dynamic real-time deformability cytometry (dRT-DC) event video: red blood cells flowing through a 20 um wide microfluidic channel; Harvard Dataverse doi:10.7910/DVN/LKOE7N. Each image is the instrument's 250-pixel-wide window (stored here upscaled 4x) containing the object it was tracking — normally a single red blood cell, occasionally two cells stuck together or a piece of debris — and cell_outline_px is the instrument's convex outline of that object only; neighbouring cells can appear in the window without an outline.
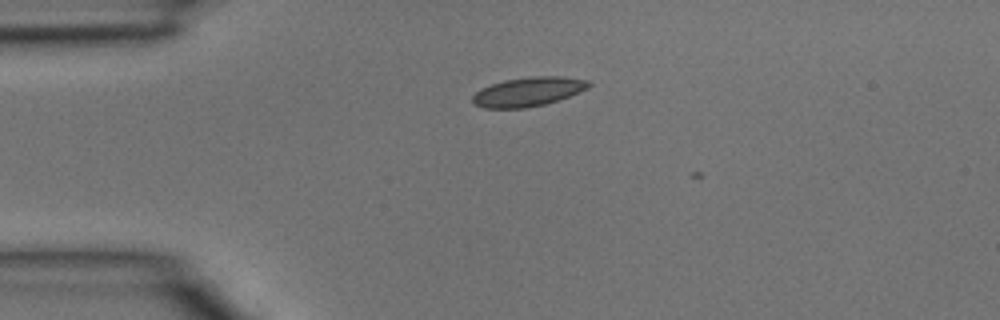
{"species": "common noctule bat (a hibernating species)", "species_latin": "Nyctalus noctula", "temperature_condition": "room temperature", "stored_images_in_passage": 4, "camera_frame_rate_fps": 3000, "um_per_image_px": 0.085, "animal": {"sex": "male", "body_mass_g": 15.6}, "frame": {"image": 1, "passage_image": 2, "time_ms": 0.333, "image_size_px": [1000, 320], "cell_outline_px": [[592, 84], [588, 88], [568, 96], [544, 104], [524, 108], [484, 108], [476, 104], [472, 100], [472, 96], [480, 88], [504, 80], [532, 76], [560, 76], [588, 80]], "centroid_in_image_um": [44.88, 7.78], "position_along_channel_um": 40.1, "area_um2": 19.54}}